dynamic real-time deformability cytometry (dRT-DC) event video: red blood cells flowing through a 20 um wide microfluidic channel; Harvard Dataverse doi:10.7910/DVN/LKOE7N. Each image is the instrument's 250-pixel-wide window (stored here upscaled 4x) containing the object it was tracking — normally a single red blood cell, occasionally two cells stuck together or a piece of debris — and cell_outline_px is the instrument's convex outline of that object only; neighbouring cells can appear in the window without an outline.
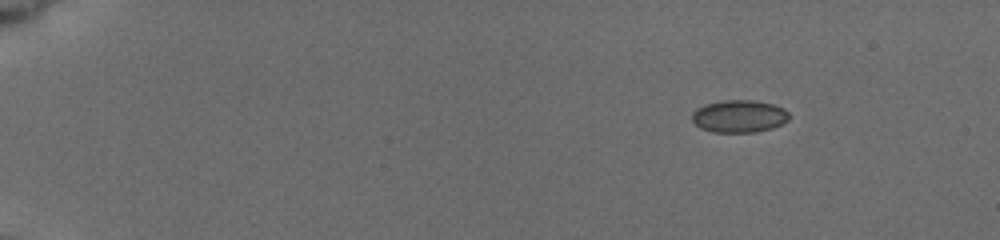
{"species": "common noctule bat (a hibernating species)", "species_latin": "Nyctalus noctula", "temperature_condition": "cold", "stored_images_in_passage": 9, "camera_frame_rate_fps": 3000, "um_per_image_px": 0.085, "animal": {"sex": "female", "body_mass_g": 19.5, "forearm_length_mm": 54.1}, "frame": {"image": 1, "passage_image": 1, "time_ms": 0.0, "image_size_px": [1000, 240], "cell_outline_px": [[788, 120], [772, 128], [752, 132], [716, 132], [700, 128], [692, 120], [692, 112], [696, 108], [704, 104], [720, 100], [752, 100], [772, 104], [784, 108], [788, 112]], "centroid_in_image_um": [62.79, 9.87], "position_along_channel_um": 22.2, "area_um2": 18.32}}
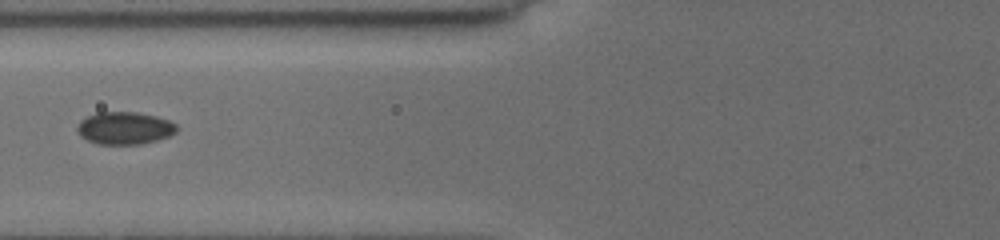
{"frame": {"image": 2, "passage_image": 7, "time_ms": 5.667, "image_size_px": [1000, 240], "cell_outline_px": [[176, 132], [168, 136], [156, 140], [140, 144], [96, 144], [80, 136], [76, 128], [80, 120], [96, 112], [136, 112], [156, 116], [168, 120], [176, 124]], "centroid_in_image_um": [10.56, 10.88], "position_along_channel_um": 115.2, "area_um2": 18.79}}
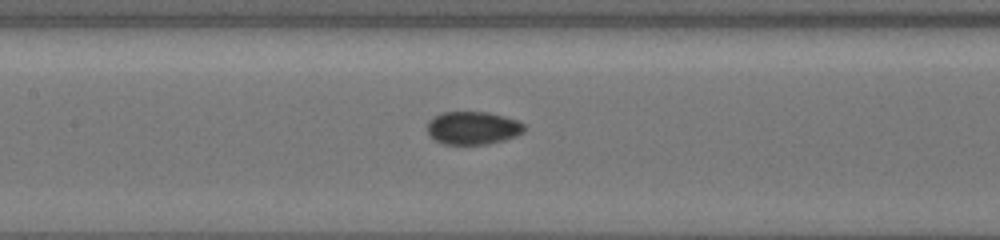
{"frame": {"image": 3, "passage_image": 9, "time_ms": 7.0, "image_size_px": [1000, 240], "cell_outline_px": [[524, 132], [516, 136], [504, 140], [488, 144], [444, 144], [428, 136], [428, 120], [432, 116], [440, 112], [488, 112], [504, 116], [516, 120], [524, 124]], "centroid_in_image_um": [40.16, 10.87], "position_along_channel_um": 167.2, "area_um2": 18.79}}